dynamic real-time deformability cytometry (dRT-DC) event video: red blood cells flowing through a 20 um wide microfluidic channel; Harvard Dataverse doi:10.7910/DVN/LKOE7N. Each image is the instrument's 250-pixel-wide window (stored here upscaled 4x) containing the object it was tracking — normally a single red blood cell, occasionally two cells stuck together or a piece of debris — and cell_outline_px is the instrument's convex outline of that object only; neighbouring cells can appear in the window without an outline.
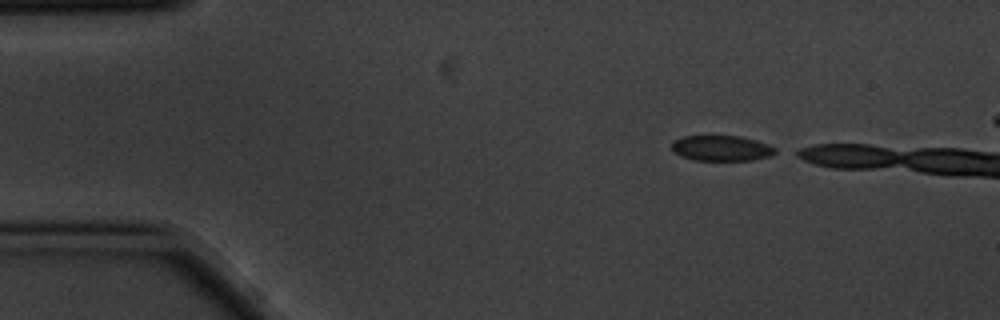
{"species": "common noctule bat (a hibernating species)", "species_latin": "Nyctalus noctula", "temperature_condition": "cold", "stored_images_in_passage": 3, "camera_frame_rate_fps": 3000, "um_per_image_px": 0.085, "animal": {"sex": "male", "body_mass_g": 20.1, "forearm_length_mm": 53.5}, "frame": {"image": 1, "passage_image": 1, "time_ms": 0.0, "image_size_px": [1000, 320], "cell_outline_px": [[780, 152], [772, 156], [752, 160], [692, 160], [680, 156], [672, 148], [672, 140], [684, 136], [740, 136], [756, 140], [768, 144], [776, 148]], "centroid_in_image_um": [61.37, 12.6], "position_along_channel_um": 23.6, "area_um2": 15.55}}